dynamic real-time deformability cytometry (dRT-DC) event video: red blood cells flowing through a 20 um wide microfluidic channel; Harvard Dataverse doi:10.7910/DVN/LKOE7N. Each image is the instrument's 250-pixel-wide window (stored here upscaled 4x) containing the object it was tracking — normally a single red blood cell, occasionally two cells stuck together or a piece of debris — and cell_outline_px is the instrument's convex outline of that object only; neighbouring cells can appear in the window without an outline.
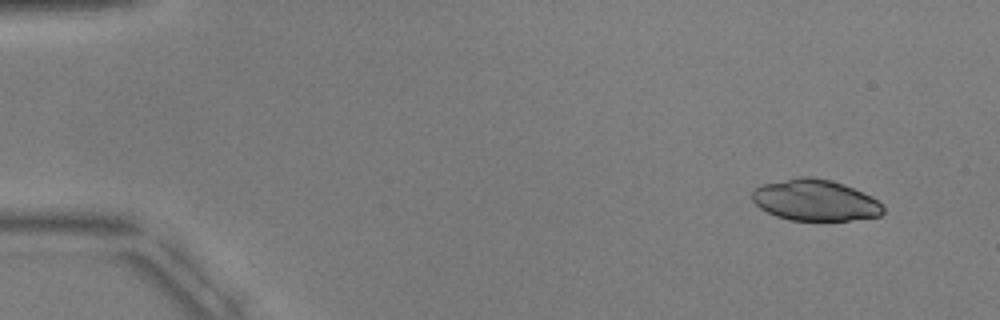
{"species": "common noctule bat (a hibernating species)", "species_latin": "Nyctalus noctula", "temperature_condition": "warm", "stored_images_in_passage": 8, "camera_frame_rate_fps": 3000, "um_per_image_px": 0.085, "animal": {"sex": "male", "body_mass_g": 17.9, "forearm_length_mm": 54.2}, "frame": {"image": 1, "passage_image": 1, "time_ms": 0.0, "image_size_px": [1000, 320], "cell_outline_px": [[884, 212], [880, 216], [848, 220], [792, 220], [776, 216], [760, 208], [752, 200], [752, 192], [756, 188], [764, 184], [800, 176], [808, 176], [828, 180], [844, 184], [884, 204]], "centroid_in_image_um": [69.28, 17.02], "position_along_channel_um": 15.7, "area_um2": 31.04}}
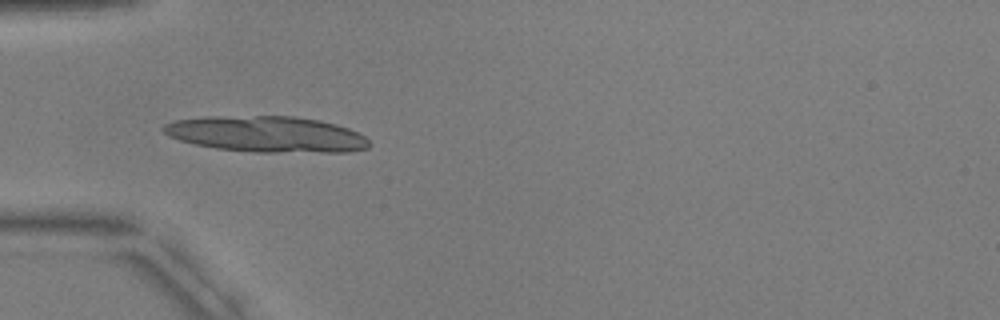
{"frame": {"image": 2, "passage_image": 4, "time_ms": 4.333, "image_size_px": [1000, 320], "cell_outline_px": [[372, 144], [368, 148], [352, 152], [252, 152], [216, 148], [196, 144], [180, 140], [168, 136], [160, 128], [164, 124], [176, 120], [208, 116], [292, 116], [320, 120], [336, 124], [348, 128], [364, 136]], "centroid_in_image_um": [22.67, 11.41], "position_along_channel_um": 62.3, "area_um2": 43.35}}
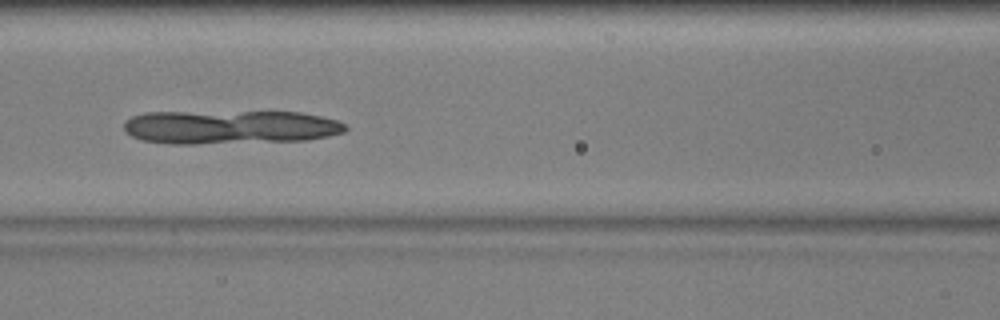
{"frame": {"image": 3, "passage_image": 6, "time_ms": 6.667, "image_size_px": [1000, 320], "cell_outline_px": [[348, 128], [344, 132], [328, 136], [304, 140], [196, 144], [168, 144], [140, 140], [124, 132], [124, 120], [132, 116], [144, 112], [300, 112], [320, 116], [336, 120], [348, 124]], "centroid_in_image_um": [19.5, 10.8], "position_along_channel_um": 147.1, "area_um2": 43.93}}